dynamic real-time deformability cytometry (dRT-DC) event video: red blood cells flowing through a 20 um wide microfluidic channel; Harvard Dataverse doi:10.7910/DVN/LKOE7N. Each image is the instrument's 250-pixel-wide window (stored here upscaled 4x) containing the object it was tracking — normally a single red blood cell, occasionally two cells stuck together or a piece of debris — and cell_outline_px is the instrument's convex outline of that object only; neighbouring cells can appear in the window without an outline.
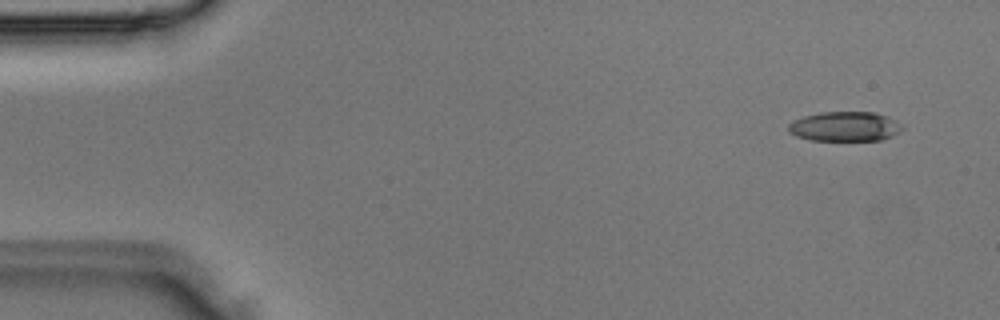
{"species": "Egyptian fruit bat (a non-hibernating species)", "species_latin": "Rousettus aegyptiacus", "temperature_condition": "room temperature", "stored_images_in_passage": 3, "camera_frame_rate_fps": 3000, "um_per_image_px": 0.085, "animal": {"sex": "male"}, "frame": {"image": 1, "passage_image": 1, "time_ms": 0.0, "image_size_px": [1000, 320], "cell_outline_px": [[904, 128], [900, 132], [892, 136], [880, 140], [812, 140], [796, 136], [788, 132], [788, 124], [792, 120], [804, 116], [820, 112], [876, 112], [888, 116]], "centroid_in_image_um": [71.79, 10.74], "position_along_channel_um": 13.2, "area_um2": 19.71}}